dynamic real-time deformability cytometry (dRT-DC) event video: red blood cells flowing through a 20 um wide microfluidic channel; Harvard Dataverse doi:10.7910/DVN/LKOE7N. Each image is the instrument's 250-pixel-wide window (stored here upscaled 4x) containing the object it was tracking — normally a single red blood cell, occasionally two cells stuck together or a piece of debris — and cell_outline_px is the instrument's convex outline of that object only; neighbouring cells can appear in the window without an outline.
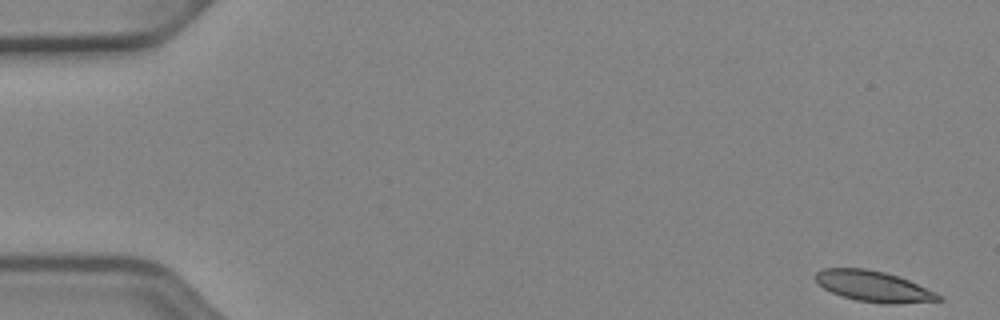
{"species": "Egyptian fruit bat (a non-hibernating species)", "species_latin": "Rousettus aegyptiacus", "temperature_condition": "cold", "stored_images_in_passage": 51, "camera_frame_rate_fps": 3000, "um_per_image_px": 0.085, "animal": {"sex": "female"}, "frame": {"image": 1, "passage_image": 1, "time_ms": 0.0, "image_size_px": [1000, 320], "cell_outline_px": [[944, 300], [896, 304], [884, 304], [856, 300], [840, 296], [824, 288], [812, 276], [816, 272], [824, 268], [868, 268], [884, 272], [908, 280], [936, 292]], "centroid_in_image_um": [74.23, 24.34], "position_along_channel_um": 10.8, "area_um2": 22.08}}
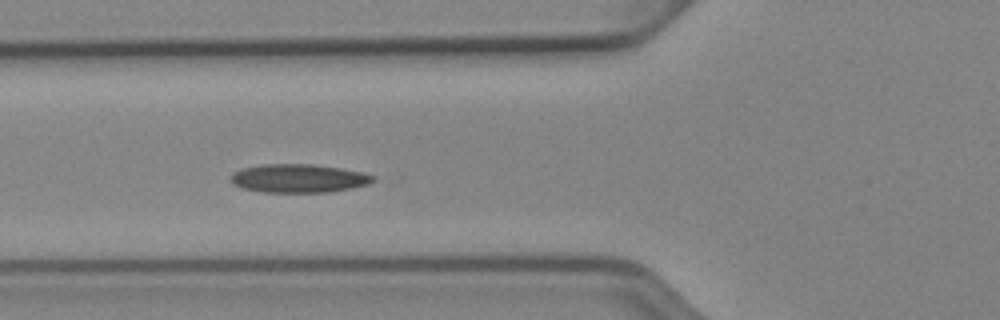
{"frame": {"image": 2, "passage_image": 19, "time_ms": 6.0, "image_size_px": [1000, 320], "cell_outline_px": [[376, 180], [368, 184], [352, 188], [328, 192], [264, 192], [240, 188], [232, 184], [228, 180], [228, 176], [232, 172], [240, 168], [260, 164], [312, 164], [340, 168], [364, 172], [376, 176]], "centroid_in_image_um": [25.32, 15.15], "position_along_channel_um": 100.5, "area_um2": 24.1}}
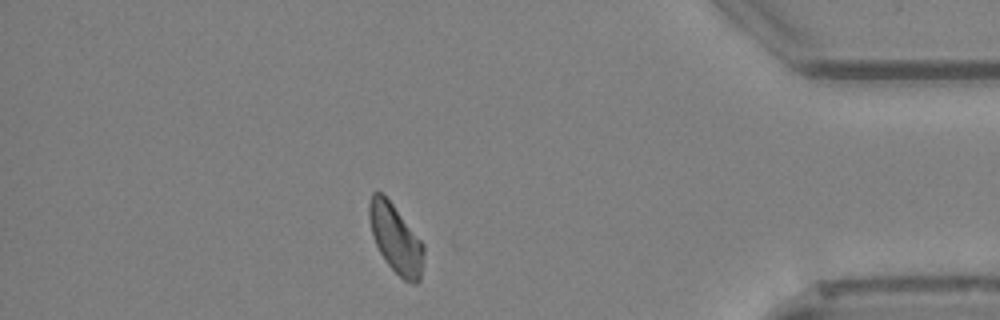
{"frame": {"image": 3, "passage_image": 45, "time_ms": 14.667, "image_size_px": [1000, 320], "cell_outline_px": [[424, 252], [420, 280], [416, 284], [412, 284], [404, 280], [384, 260], [376, 244], [372, 232], [368, 216], [368, 204], [372, 192], [380, 192], [392, 204], [424, 244]], "centroid_in_image_um": [33.63, 20.31], "position_along_channel_um": 401.6, "area_um2": 21.5}, "authors_computed_cell_mechanics": {"area_um2": 22.4264, "velocity_mm_per_s": 3.8937, "shape_relaxation_time_tau1_ms": null, "shape_relaxation_time_tau2_ms": 8.1502, "deformation_change_tau1": null, "deformation_change_tau2": 0.1448}}